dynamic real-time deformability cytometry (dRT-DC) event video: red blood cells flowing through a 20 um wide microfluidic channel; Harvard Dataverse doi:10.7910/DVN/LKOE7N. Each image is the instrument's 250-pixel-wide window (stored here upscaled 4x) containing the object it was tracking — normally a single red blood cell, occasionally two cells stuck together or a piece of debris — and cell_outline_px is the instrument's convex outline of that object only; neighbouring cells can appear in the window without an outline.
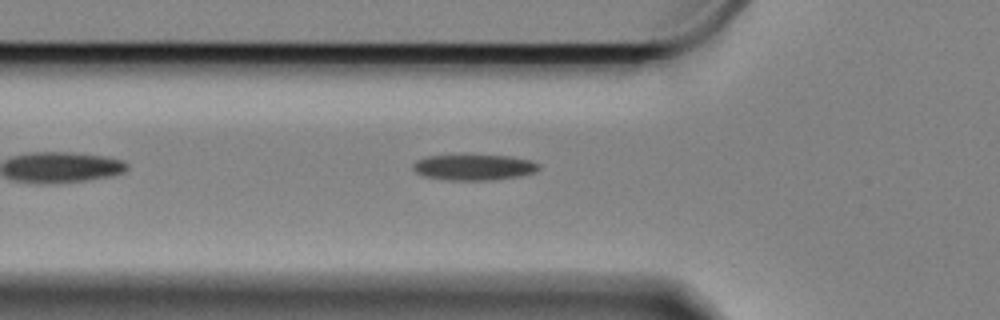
{"species": "Egyptian fruit bat (a non-hibernating species)", "species_latin": "Rousettus aegyptiacus", "temperature_condition": "cold", "stored_images_in_passage": 21, "camera_frame_rate_fps": 3000, "um_per_image_px": 0.085, "animal": {"sex": "female"}, "frame": {"image": 1, "passage_image": 8, "time_ms": 2.333, "image_size_px": [1000, 320], "cell_outline_px": [[540, 168], [536, 172], [520, 176], [492, 180], [448, 180], [424, 176], [416, 172], [412, 168], [412, 164], [416, 160], [428, 156], [512, 156], [532, 160], [540, 164]], "centroid_in_image_um": [40.32, 14.23], "position_along_channel_um": 85.5, "area_um2": 18.84}}
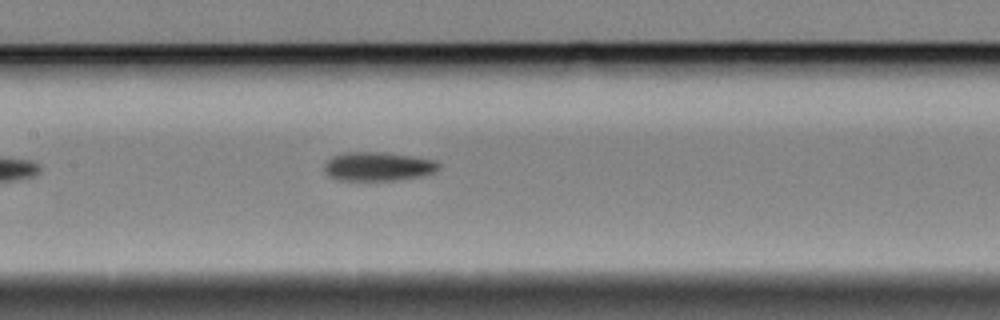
{"frame": {"image": 2, "passage_image": 16, "time_ms": 5.0, "image_size_px": [1000, 320], "cell_outline_px": [[440, 168], [432, 172], [420, 176], [396, 180], [340, 180], [332, 176], [324, 168], [324, 164], [332, 156], [344, 152], [380, 152], [408, 156], [432, 160], [440, 164]], "centroid_in_image_um": [32.11, 14.14], "position_along_channel_um": 175.3, "area_um2": 18.79}}
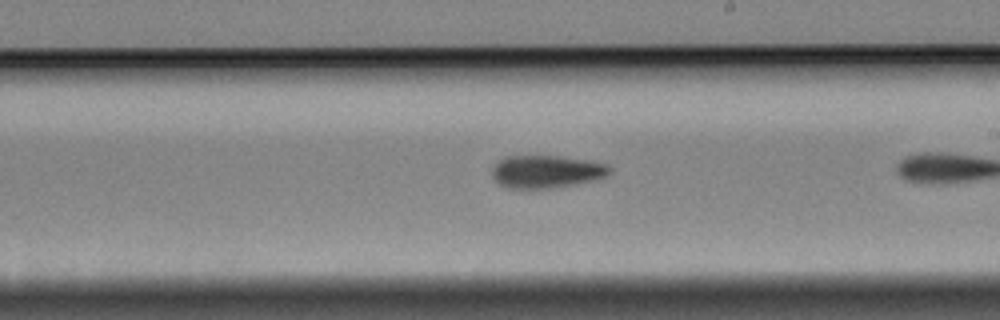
{"frame": {"image": 3, "passage_image": 19, "time_ms": 6.0, "image_size_px": [1000, 320], "cell_outline_px": [[612, 168], [604, 176], [592, 180], [576, 184], [552, 188], [508, 188], [500, 184], [492, 176], [492, 168], [500, 160], [508, 156], [556, 156], [584, 160], [608, 164]], "centroid_in_image_um": [46.42, 14.59], "position_along_channel_um": 242.6, "area_um2": 22.02}}